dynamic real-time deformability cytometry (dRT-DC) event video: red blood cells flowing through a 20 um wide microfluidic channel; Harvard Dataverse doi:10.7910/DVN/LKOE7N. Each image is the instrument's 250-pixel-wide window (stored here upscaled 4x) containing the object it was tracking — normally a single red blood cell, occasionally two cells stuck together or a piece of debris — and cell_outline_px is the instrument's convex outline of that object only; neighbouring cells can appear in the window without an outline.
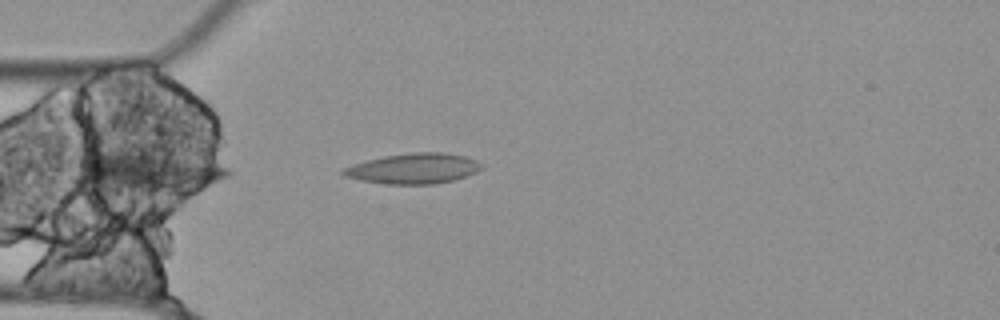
{"species": "Egyptian fruit bat (a non-hibernating species)", "species_latin": "Rousettus aegyptiacus", "temperature_condition": "cold", "stored_images_in_passage": 5, "camera_frame_rate_fps": 3000, "um_per_image_px": 0.085, "animal": {"sex": "female"}, "frame": {"image": 1, "passage_image": 1, "time_ms": 0.0, "image_size_px": [1000, 320], "cell_outline_px": [[484, 164], [476, 172], [452, 180], [432, 184], [388, 184], [360, 180], [344, 176], [340, 172], [344, 168], [352, 164], [384, 156], [412, 152], [444, 152], [464, 156], [476, 160]], "centroid_in_image_um": [35.13, 14.31], "position_along_channel_um": 49.9, "area_um2": 24.33}}
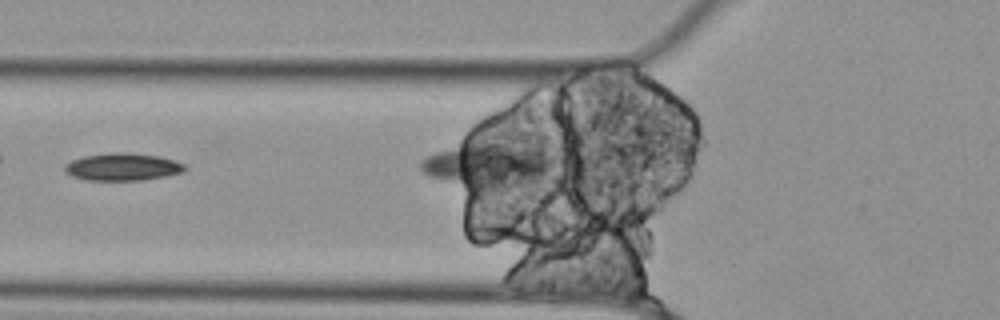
{"frame": {"image": 2, "passage_image": 4, "time_ms": 1.0, "image_size_px": [1000, 320], "cell_outline_px": [[188, 168], [184, 172], [164, 176], [140, 180], [88, 180], [72, 176], [64, 172], [64, 164], [72, 160], [84, 156], [116, 152], [128, 152], [160, 156], [184, 164]], "centroid_in_image_um": [10.41, 14.18], "position_along_channel_um": 115.4, "area_um2": 19.19}}